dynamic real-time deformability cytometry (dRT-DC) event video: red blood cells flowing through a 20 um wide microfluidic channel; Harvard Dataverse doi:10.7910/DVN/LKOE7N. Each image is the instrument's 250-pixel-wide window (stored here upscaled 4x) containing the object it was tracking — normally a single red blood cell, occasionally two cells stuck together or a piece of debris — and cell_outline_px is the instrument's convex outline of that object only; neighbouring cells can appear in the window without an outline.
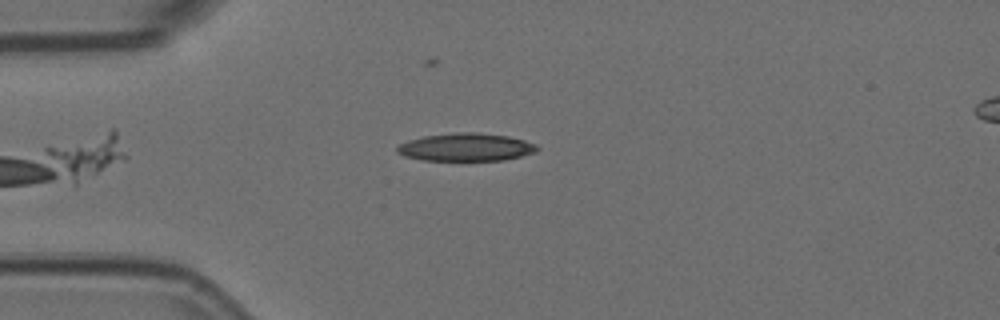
{"species": "Egyptian fruit bat (a non-hibernating species)", "species_latin": "Rousettus aegyptiacus", "temperature_condition": "room temperature", "stored_images_in_passage": 2, "camera_frame_rate_fps": 3000, "um_per_image_px": 0.085, "animal": {"sex": "female"}, "frame": {"image": 1, "passage_image": 1, "time_ms": 0.0, "image_size_px": [1000, 320], "cell_outline_px": [[540, 148], [536, 152], [504, 160], [424, 160], [404, 156], [396, 152], [396, 148], [400, 144], [408, 140], [424, 136], [456, 132], [476, 132], [508, 136], [524, 140], [536, 144]], "centroid_in_image_um": [39.61, 12.5], "position_along_channel_um": 45.4, "area_um2": 22.72}}
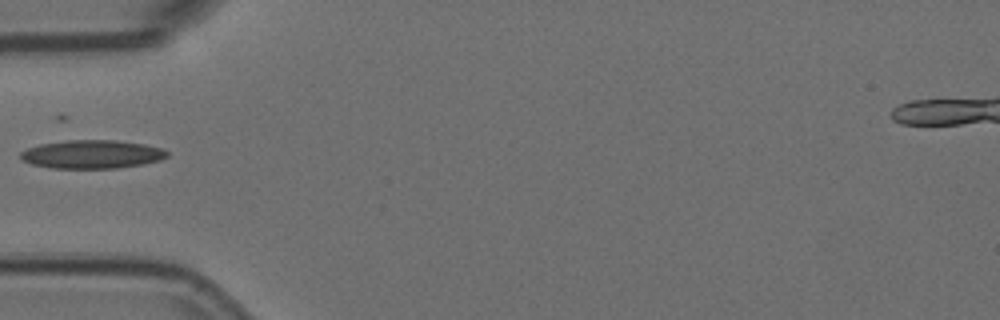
{"frame": {"image": 2, "passage_image": 2, "time_ms": 0.333, "image_size_px": [1000, 320], "cell_outline_px": [[168, 156], [160, 160], [144, 164], [116, 168], [52, 168], [32, 164], [24, 160], [20, 156], [20, 152], [28, 148], [40, 144], [64, 140], [116, 140], [144, 144], [164, 148], [168, 152]], "centroid_in_image_um": [7.85, 13.11], "position_along_channel_um": 77.2, "area_um2": 24.33}}